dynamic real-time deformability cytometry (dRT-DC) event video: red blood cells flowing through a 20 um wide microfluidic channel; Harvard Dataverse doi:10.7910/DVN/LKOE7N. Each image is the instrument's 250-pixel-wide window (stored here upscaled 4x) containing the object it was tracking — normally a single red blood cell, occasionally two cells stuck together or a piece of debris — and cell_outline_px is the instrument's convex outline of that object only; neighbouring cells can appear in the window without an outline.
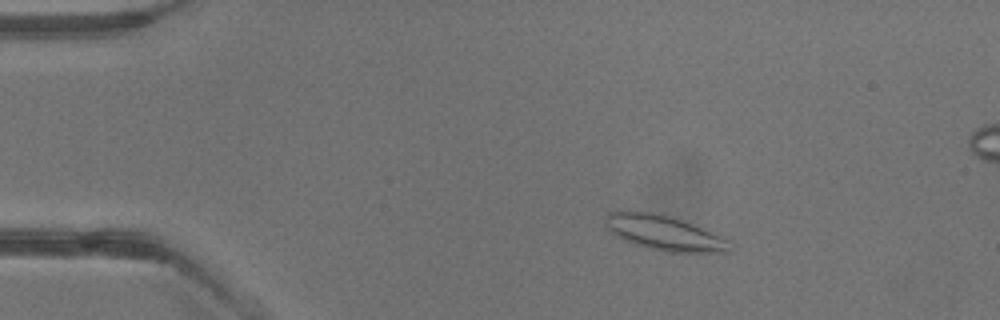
{"species": "common noctule bat (a hibernating species)", "species_latin": "Nyctalus noctula", "temperature_condition": "warm", "stored_images_in_passage": 4, "camera_frame_rate_fps": 3000, "um_per_image_px": 0.085, "animal": {"sex": "male", "body_mass_g": 13.3}, "frame": {"image": 1, "passage_image": 2, "time_ms": 1.333, "image_size_px": [1000, 320], "cell_outline_px": [[732, 252], [664, 252], [648, 248], [624, 240], [612, 232], [608, 228], [604, 220], [608, 212], [628, 208], [652, 212], [672, 216], [684, 220], [716, 232], [728, 240]], "centroid_in_image_um": [56.45, 19.75], "position_along_channel_um": 28.5, "area_um2": 25.95}}